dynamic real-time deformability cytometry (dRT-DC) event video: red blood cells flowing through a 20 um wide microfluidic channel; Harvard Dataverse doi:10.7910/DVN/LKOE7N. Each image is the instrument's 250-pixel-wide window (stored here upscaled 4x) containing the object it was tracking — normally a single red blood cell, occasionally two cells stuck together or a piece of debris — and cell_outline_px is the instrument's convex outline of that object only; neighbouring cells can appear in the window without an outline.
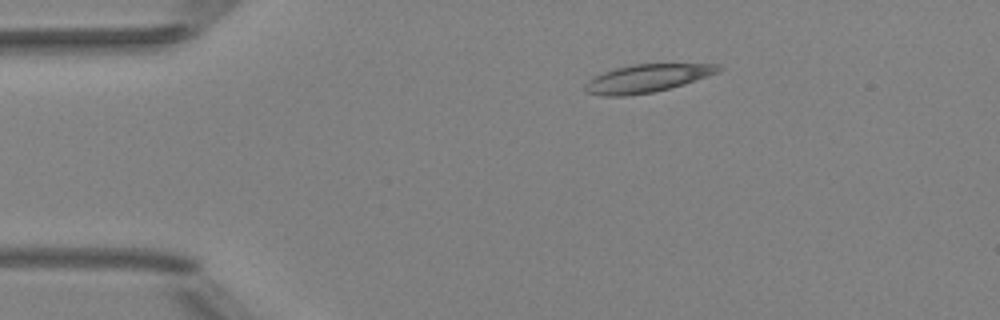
{"species": "Egyptian fruit bat (a non-hibernating species)", "species_latin": "Rousettus aegyptiacus", "temperature_condition": "room temperature", "stored_images_in_passage": 43, "camera_frame_rate_fps": 3000, "um_per_image_px": 0.085, "animal": {"sex": "female"}, "frame": {"image": 1, "passage_image": 1, "time_ms": 0.0, "image_size_px": [1000, 320], "cell_outline_px": [[724, 68], [716, 72], [684, 84], [652, 92], [624, 96], [604, 96], [588, 92], [584, 88], [584, 84], [592, 76], [616, 68], [632, 64], [720, 64]], "centroid_in_image_um": [54.95, 6.65], "position_along_channel_um": 30.1, "area_um2": 21.44}}
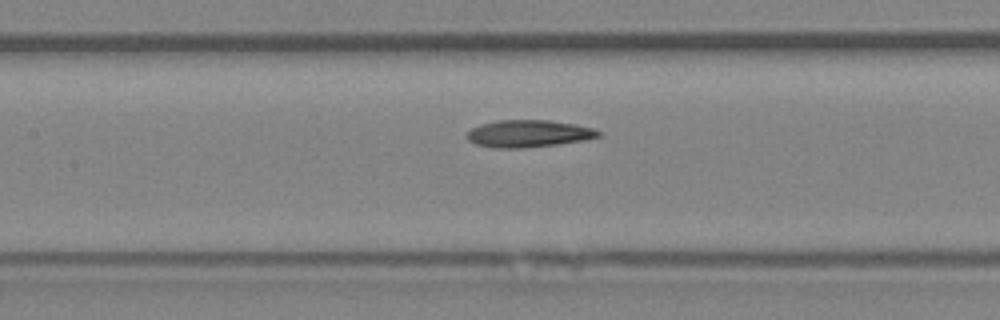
{"frame": {"image": 2, "passage_image": 15, "time_ms": 4.667, "image_size_px": [1000, 320], "cell_outline_px": [[604, 136], [584, 140], [556, 144], [520, 148], [492, 148], [476, 144], [468, 140], [468, 132], [472, 128], [480, 124], [500, 120], [548, 120], [572, 124], [592, 128], [604, 132]], "centroid_in_image_um": [44.96, 11.36], "position_along_channel_um": 162.4, "area_um2": 20.75}}
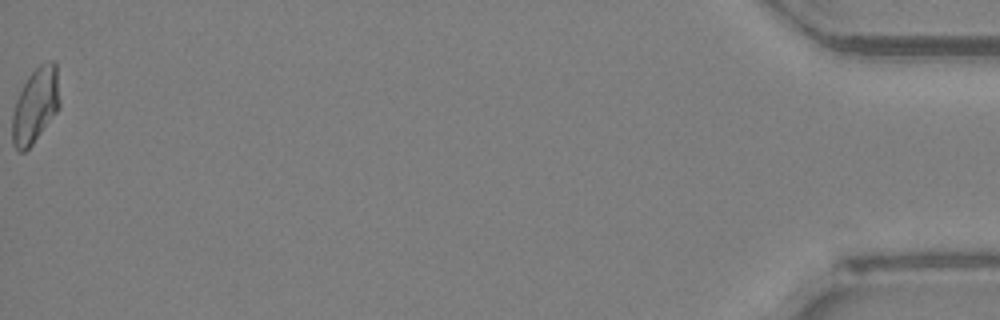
{"frame": {"image": 3, "passage_image": 43, "time_ms": 14.0, "image_size_px": [1000, 320], "cell_outline_px": [[60, 104], [56, 112], [32, 144], [24, 152], [20, 152], [12, 144], [12, 112], [16, 100], [28, 76], [40, 64], [52, 60], [56, 60]], "centroid_in_image_um": [3.0, 8.94], "position_along_channel_um": 432.2, "area_um2": 20.58}, "authors_computed_cell_mechanics": {"area_um2": 20.6346, "velocity_mm_per_s": 4.0058, "shape_relaxation_time_tau1_ms": 9.7237, "shape_relaxation_time_tau2_ms": 3.2552, "deformation_change_tau1": 0.2503, "deformation_change_tau2": 0.1079}}